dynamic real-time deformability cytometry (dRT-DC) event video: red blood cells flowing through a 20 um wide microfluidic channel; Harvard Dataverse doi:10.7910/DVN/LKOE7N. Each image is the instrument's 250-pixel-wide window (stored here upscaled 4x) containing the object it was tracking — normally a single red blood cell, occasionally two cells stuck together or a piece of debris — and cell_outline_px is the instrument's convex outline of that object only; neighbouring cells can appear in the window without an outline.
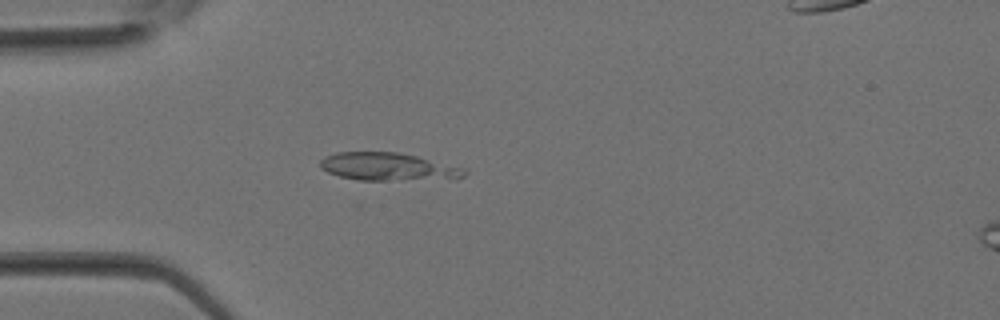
{"species": "Egyptian fruit bat (a non-hibernating species)", "species_latin": "Rousettus aegyptiacus", "temperature_condition": "room temperature", "stored_images_in_passage": 14, "camera_frame_rate_fps": 3000, "um_per_image_px": 0.085, "animal": {"sex": "female"}, "frame": {"image": 1, "passage_image": 10, "time_ms": 3.0, "image_size_px": [1000, 320], "cell_outline_px": [[468, 172], [464, 176], [456, 180], [360, 180], [340, 176], [328, 172], [320, 168], [320, 160], [324, 156], [336, 152], [400, 152], [468, 168]], "centroid_in_image_um": [33.09, 14.18], "position_along_channel_um": 51.9, "area_um2": 23.99}}